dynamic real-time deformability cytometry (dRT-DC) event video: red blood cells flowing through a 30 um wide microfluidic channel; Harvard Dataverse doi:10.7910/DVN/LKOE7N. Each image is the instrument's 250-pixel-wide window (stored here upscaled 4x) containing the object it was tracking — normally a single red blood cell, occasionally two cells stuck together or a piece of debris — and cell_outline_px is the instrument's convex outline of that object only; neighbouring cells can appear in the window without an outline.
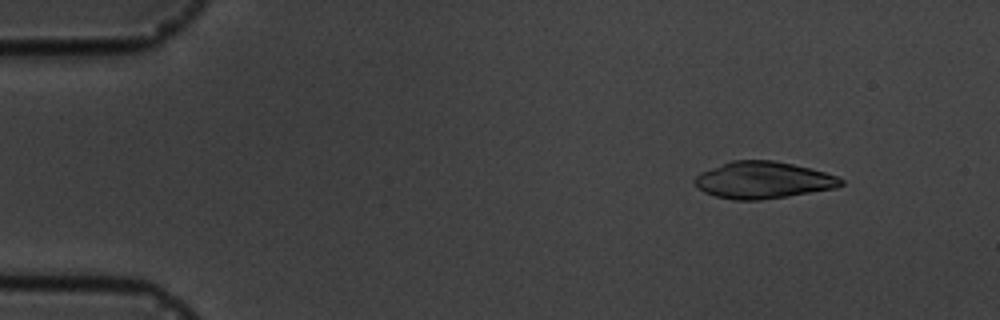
{"species": "common noctule bat (a hibernating species)", "species_latin": "Nyctalus noctula", "temperature_condition": "cold", "stored_images_in_passage": 3, "camera_frame_rate_fps": 3000, "um_per_image_px": 0.085, "animal": {"sex": "male", "body_mass_g": 19.5, "forearm_length_mm": 54.6}, "frame": {"image": 1, "passage_image": 1, "time_ms": 0.0, "image_size_px": [1000, 320], "cell_outline_px": [[844, 184], [836, 188], [788, 196], [760, 200], [732, 200], [716, 196], [704, 192], [692, 180], [700, 172], [732, 160], [772, 160], [792, 164], [840, 176], [844, 180]], "centroid_in_image_um": [64.88, 15.31], "position_along_channel_um": 20.1, "area_um2": 31.39}}